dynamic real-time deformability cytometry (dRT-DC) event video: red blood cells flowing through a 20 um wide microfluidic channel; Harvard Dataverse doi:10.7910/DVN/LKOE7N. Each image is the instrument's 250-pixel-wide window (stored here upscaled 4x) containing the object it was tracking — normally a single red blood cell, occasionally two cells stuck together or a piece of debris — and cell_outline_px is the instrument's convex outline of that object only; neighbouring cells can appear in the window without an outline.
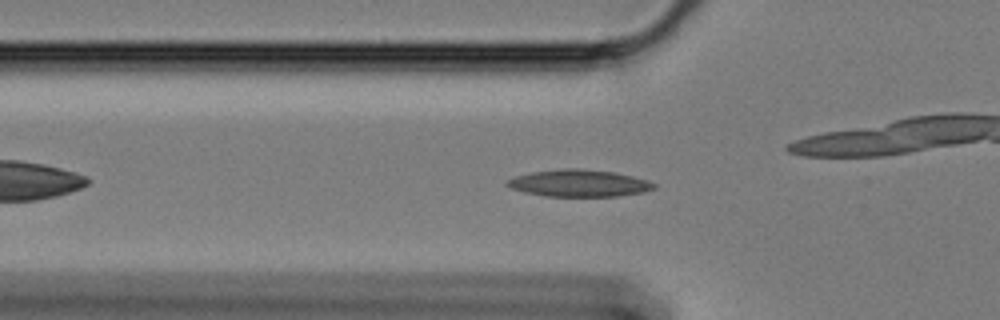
{"species": "Egyptian fruit bat (a non-hibernating species)", "species_latin": "Rousettus aegyptiacus", "temperature_condition": "cold", "stored_images_in_passage": 21, "camera_frame_rate_fps": 3000, "um_per_image_px": 0.085, "animal": {"sex": "female"}, "frame": {"image": 1, "passage_image": 10, "time_ms": 3.0, "image_size_px": [1000, 320], "cell_outline_px": [[656, 188], [644, 192], [620, 196], [544, 196], [524, 192], [512, 188], [504, 184], [508, 180], [516, 176], [532, 172], [568, 168], [576, 168], [616, 172], [632, 176], [656, 184]], "centroid_in_image_um": [49.23, 15.58], "position_along_channel_um": 76.6, "area_um2": 22.95}}
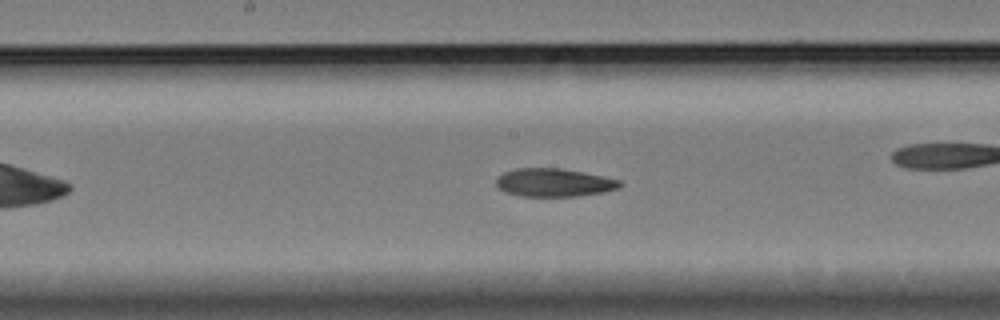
{"frame": {"image": 2, "passage_image": 21, "time_ms": 6.667, "image_size_px": [1000, 320], "cell_outline_px": [[624, 184], [620, 188], [604, 192], [580, 196], [520, 196], [504, 192], [496, 184], [496, 176], [504, 172], [516, 168], [560, 168], [620, 180]], "centroid_in_image_um": [47.07, 15.52], "position_along_channel_um": 201.1, "area_um2": 20.35}}